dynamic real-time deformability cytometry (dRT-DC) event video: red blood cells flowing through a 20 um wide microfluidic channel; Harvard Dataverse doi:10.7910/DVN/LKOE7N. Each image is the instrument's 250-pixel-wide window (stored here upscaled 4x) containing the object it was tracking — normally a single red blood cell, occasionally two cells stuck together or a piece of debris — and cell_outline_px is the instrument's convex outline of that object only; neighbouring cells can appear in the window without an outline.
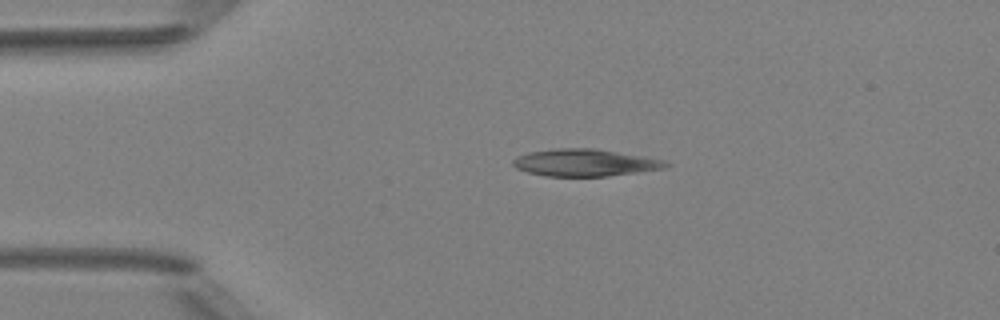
{"species": "Egyptian fruit bat (a non-hibernating species)", "species_latin": "Rousettus aegyptiacus", "temperature_condition": "room temperature", "stored_images_in_passage": 4, "camera_frame_rate_fps": 3000, "um_per_image_px": 0.085, "animal": {"sex": "female"}, "frame": {"image": 1, "passage_image": 3, "time_ms": 2.0, "image_size_px": [1000, 320], "cell_outline_px": [[672, 164], [664, 168], [608, 176], [544, 176], [528, 172], [516, 168], [512, 164], [512, 160], [516, 156], [528, 152], [552, 148], [596, 148], [644, 156], [664, 160]], "centroid_in_image_um": [49.69, 13.81], "position_along_channel_um": 35.3, "area_um2": 24.33}}